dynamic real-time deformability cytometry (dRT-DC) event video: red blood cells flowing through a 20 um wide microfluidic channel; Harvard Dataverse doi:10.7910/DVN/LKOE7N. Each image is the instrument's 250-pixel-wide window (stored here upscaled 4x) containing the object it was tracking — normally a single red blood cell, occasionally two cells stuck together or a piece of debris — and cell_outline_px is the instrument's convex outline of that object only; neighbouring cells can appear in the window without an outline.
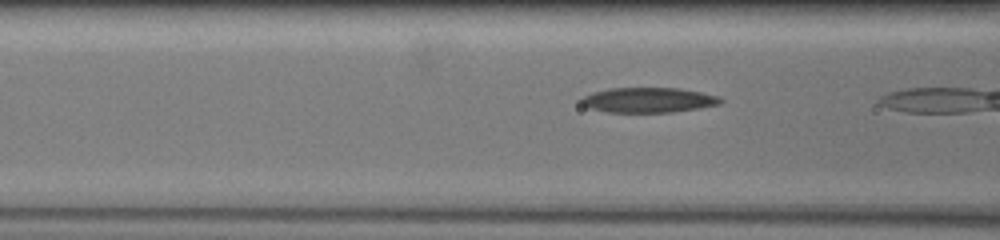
{"species": "common noctule bat (a hibernating species)", "species_latin": "Nyctalus noctula", "temperature_condition": "warm", "stored_images_in_passage": 24, "camera_frame_rate_fps": 3000, "um_per_image_px": 0.085, "animal": {"sex": "female", "body_mass_g": 19.5, "forearm_length_mm": 54.1}, "frame": {"image": 1, "passage_image": 3, "time_ms": 0.667, "image_size_px": [1000, 240], "cell_outline_px": [[724, 100], [720, 104], [672, 112], [608, 112], [592, 108], [580, 104], [580, 100], [584, 96], [592, 92], [608, 88], [676, 88], [700, 92], [716, 96]], "centroid_in_image_um": [55.07, 8.5], "position_along_channel_um": 111.5, "area_um2": 20.06}}
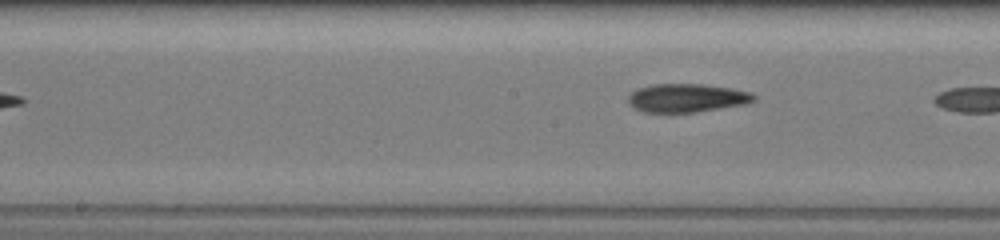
{"frame": {"image": 2, "passage_image": 9, "time_ms": 2.667, "image_size_px": [1000, 240], "cell_outline_px": [[756, 100], [744, 104], [696, 112], [644, 112], [636, 108], [628, 100], [628, 96], [632, 92], [640, 88], [652, 84], [700, 84], [732, 88], [748, 92], [756, 96]], "centroid_in_image_um": [58.39, 8.32], "position_along_channel_um": 189.8, "area_um2": 20.52}}
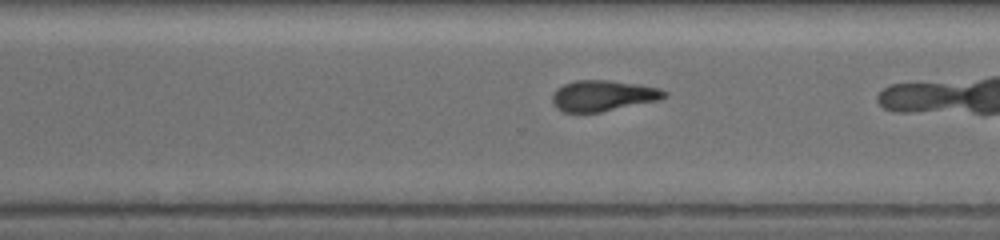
{"frame": {"image": 3, "passage_image": 20, "time_ms": 6.0, "image_size_px": [1000, 240], "cell_outline_px": [[668, 96], [656, 100], [600, 112], [564, 112], [556, 108], [552, 100], [552, 96], [564, 84], [576, 80], [608, 80], [636, 84], [660, 88], [668, 92]], "centroid_in_image_um": [51.26, 8.13], "position_along_channel_um": 319.3, "area_um2": 19.77}}